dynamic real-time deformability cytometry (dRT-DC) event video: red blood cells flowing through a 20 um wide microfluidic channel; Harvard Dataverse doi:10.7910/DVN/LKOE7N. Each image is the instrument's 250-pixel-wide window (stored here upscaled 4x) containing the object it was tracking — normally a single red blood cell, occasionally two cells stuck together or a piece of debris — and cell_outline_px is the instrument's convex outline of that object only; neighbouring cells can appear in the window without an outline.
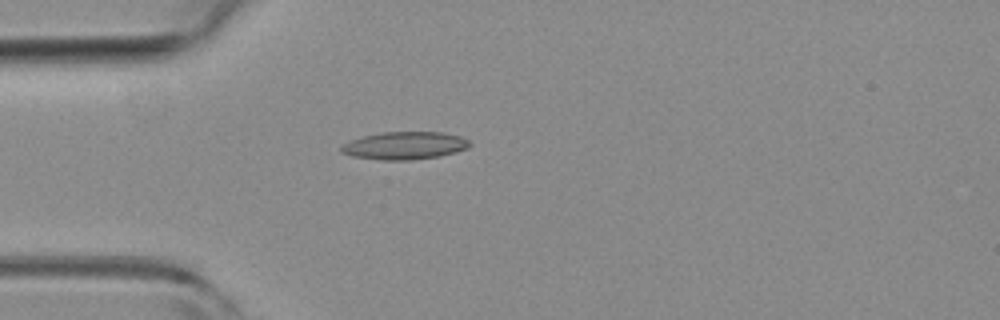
{"species": "common noctule bat (a hibernating species)", "species_latin": "Nyctalus noctula", "temperature_condition": "room temperature", "stored_images_in_passage": 4, "camera_frame_rate_fps": 3000, "um_per_image_px": 0.085, "animal": {"sex": "female", "body_mass_g": 19.3, "forearm_length_mm": 54.1}, "frame": {"image": 1, "passage_image": 4, "time_ms": 1.0, "image_size_px": [1000, 320], "cell_outline_px": [[472, 144], [468, 148], [456, 152], [440, 156], [412, 160], [380, 160], [352, 156], [340, 152], [340, 148], [344, 144], [352, 140], [364, 136], [380, 132], [444, 132], [460, 136], [468, 140]], "centroid_in_image_um": [34.42, 12.38], "position_along_channel_um": 50.6, "area_um2": 20.81}}